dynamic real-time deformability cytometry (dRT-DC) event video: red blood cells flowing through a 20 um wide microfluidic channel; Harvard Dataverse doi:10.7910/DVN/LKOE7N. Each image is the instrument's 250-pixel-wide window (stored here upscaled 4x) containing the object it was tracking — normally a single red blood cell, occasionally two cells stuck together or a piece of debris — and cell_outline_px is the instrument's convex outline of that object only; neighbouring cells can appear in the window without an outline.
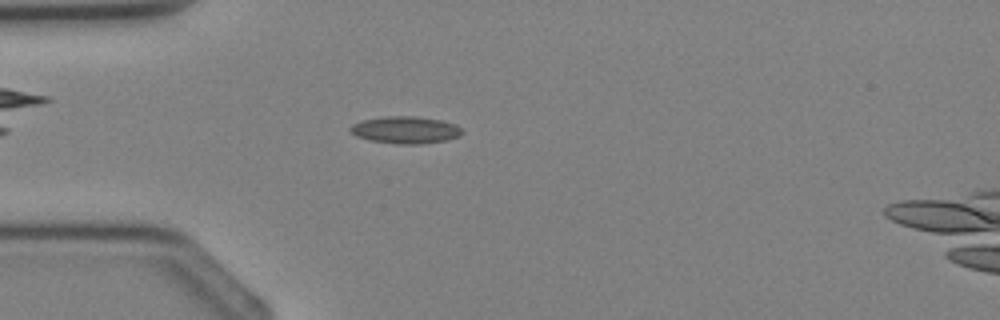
{"species": "Egyptian fruit bat (a non-hibernating species)", "species_latin": "Rousettus aegyptiacus", "temperature_condition": "cold", "stored_images_in_passage": 4, "camera_frame_rate_fps": 3000, "um_per_image_px": 0.085, "animal": {"sex": "female"}, "frame": {"image": 1, "passage_image": 3, "time_ms": 2.333, "image_size_px": [1000, 320], "cell_outline_px": [[464, 132], [460, 136], [448, 140], [420, 144], [396, 144], [368, 140], [356, 136], [348, 128], [352, 124], [364, 120], [388, 116], [416, 116], [440, 120], [456, 124]], "centroid_in_image_um": [34.48, 11.05], "position_along_channel_um": 50.5, "area_um2": 17.74}}